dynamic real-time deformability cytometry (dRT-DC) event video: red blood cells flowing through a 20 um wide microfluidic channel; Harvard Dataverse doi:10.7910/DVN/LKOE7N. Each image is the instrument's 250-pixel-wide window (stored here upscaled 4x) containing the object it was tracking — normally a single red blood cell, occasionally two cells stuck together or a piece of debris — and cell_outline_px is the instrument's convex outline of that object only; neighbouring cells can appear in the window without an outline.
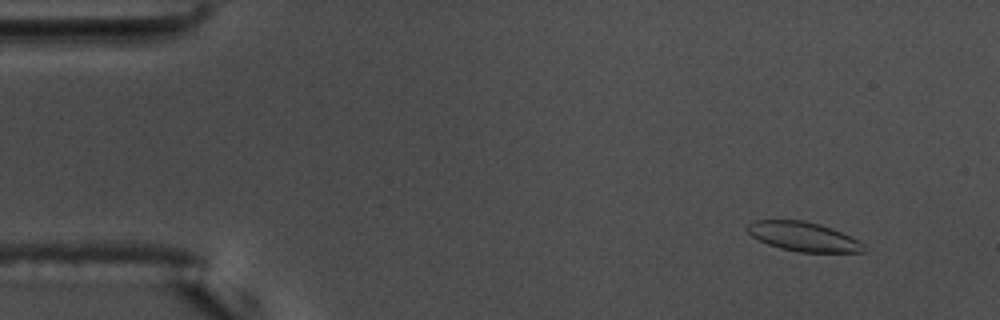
{"species": "common noctule bat (a hibernating species)", "species_latin": "Nyctalus noctula", "temperature_condition": "warm", "stored_images_in_passage": 8, "camera_frame_rate_fps": 3000, "um_per_image_px": 0.085, "animal": {"sex": "male", "body_mass_g": 17.5, "forearm_length_mm": 52.3}, "frame": {"image": 1, "passage_image": 1, "time_ms": 0.0, "image_size_px": [1000, 320], "cell_outline_px": [[864, 252], [800, 252], [780, 248], [768, 244], [752, 236], [744, 228], [752, 220], [804, 220], [820, 224], [832, 228], [864, 244]], "centroid_in_image_um": [68.23, 20.1], "position_along_channel_um": 16.8, "area_um2": 19.71}}